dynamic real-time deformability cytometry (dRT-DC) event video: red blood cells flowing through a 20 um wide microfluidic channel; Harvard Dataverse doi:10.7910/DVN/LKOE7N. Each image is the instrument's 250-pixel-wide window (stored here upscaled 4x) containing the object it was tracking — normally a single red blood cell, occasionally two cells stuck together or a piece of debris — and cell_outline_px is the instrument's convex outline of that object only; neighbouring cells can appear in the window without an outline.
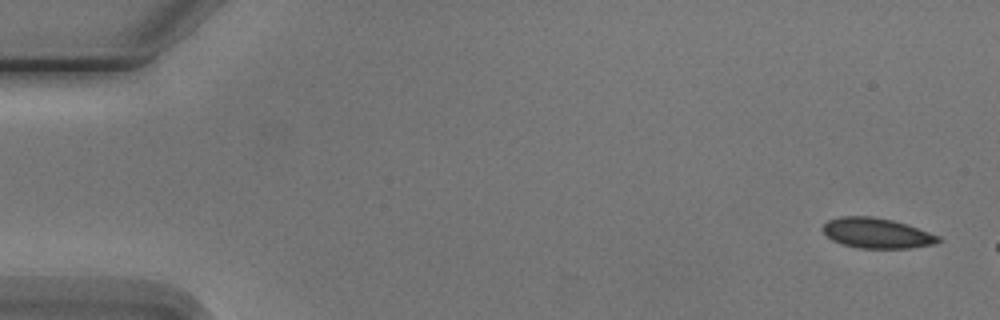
{"species": "Egyptian fruit bat (a non-hibernating species)", "species_latin": "Rousettus aegyptiacus", "temperature_condition": "cold", "stored_images_in_passage": 3, "camera_frame_rate_fps": 3000, "um_per_image_px": 0.085, "animal": {"sex": "male"}, "frame": {"image": 1, "passage_image": 1, "time_ms": 0.0, "image_size_px": [1000, 320], "cell_outline_px": [[940, 240], [932, 244], [908, 248], [860, 248], [844, 244], [832, 240], [824, 232], [824, 224], [828, 220], [840, 216], [872, 216], [892, 220], [908, 224], [940, 236]], "centroid_in_image_um": [74.53, 19.8], "position_along_channel_um": 10.5, "area_um2": 20.11}}